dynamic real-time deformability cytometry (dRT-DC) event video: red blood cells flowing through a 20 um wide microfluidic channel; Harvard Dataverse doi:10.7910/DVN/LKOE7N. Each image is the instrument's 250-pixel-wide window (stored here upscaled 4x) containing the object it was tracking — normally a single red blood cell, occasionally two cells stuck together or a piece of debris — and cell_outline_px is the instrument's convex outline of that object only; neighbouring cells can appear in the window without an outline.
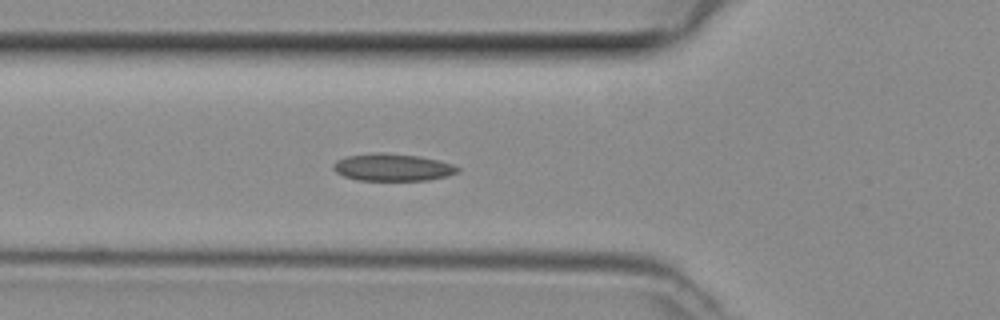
{"species": "common noctule bat (a hibernating species)", "species_latin": "Nyctalus noctula", "temperature_condition": "room temperature", "stored_images_in_passage": 36, "camera_frame_rate_fps": 3000, "um_per_image_px": 0.085, "animal": {"sex": "female", "body_mass_g": 29.2, "forearm_length_mm": 56.3}, "frame": {"image": 1, "passage_image": 7, "time_ms": 2.0, "image_size_px": [1000, 320], "cell_outline_px": [[460, 172], [448, 176], [428, 180], [356, 180], [344, 176], [336, 172], [332, 168], [332, 164], [336, 160], [348, 156], [380, 152], [420, 156], [452, 164], [460, 168]], "centroid_in_image_um": [33.37, 14.23], "position_along_channel_um": 92.4, "area_um2": 19.77}}
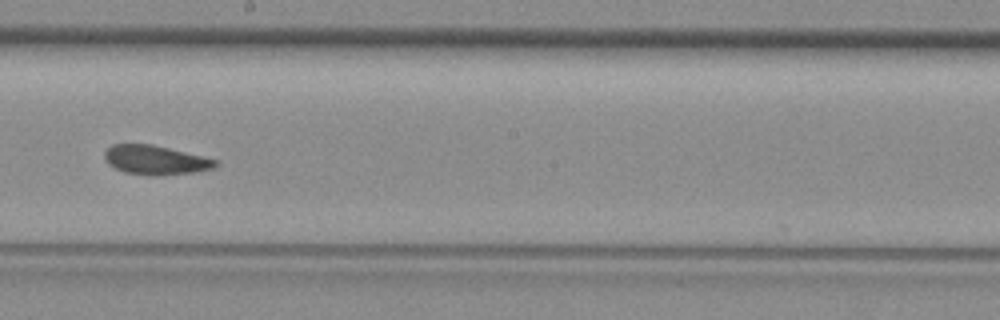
{"frame": {"image": 2, "passage_image": 17, "time_ms": 5.333, "image_size_px": [1000, 320], "cell_outline_px": [[220, 164], [212, 168], [196, 172], [156, 176], [124, 172], [108, 164], [104, 160], [104, 152], [112, 144], [152, 144], [220, 160]], "centroid_in_image_um": [13.23, 13.6], "position_along_channel_um": 235.0, "area_um2": 19.02}}
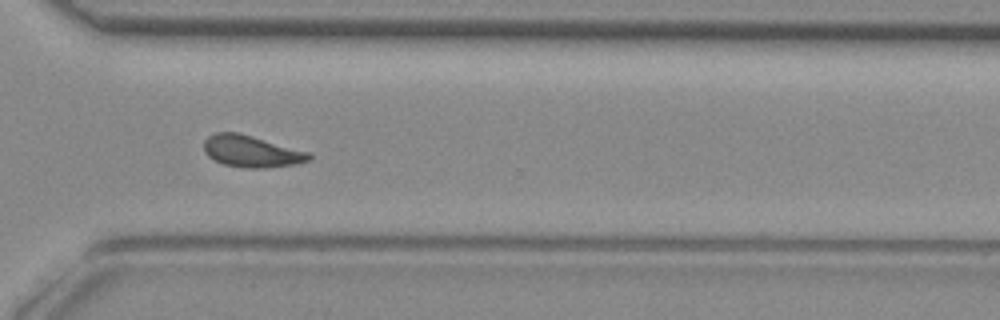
{"frame": {"image": 3, "passage_image": 25, "time_ms": 8.0, "image_size_px": [1000, 320], "cell_outline_px": [[312, 156], [308, 160], [296, 164], [264, 168], [244, 168], [224, 164], [208, 156], [204, 152], [204, 140], [208, 136], [216, 132], [236, 132], [252, 136], [312, 152]], "centroid_in_image_um": [21.39, 12.86], "position_along_channel_um": 349.2, "area_um2": 19.48}}